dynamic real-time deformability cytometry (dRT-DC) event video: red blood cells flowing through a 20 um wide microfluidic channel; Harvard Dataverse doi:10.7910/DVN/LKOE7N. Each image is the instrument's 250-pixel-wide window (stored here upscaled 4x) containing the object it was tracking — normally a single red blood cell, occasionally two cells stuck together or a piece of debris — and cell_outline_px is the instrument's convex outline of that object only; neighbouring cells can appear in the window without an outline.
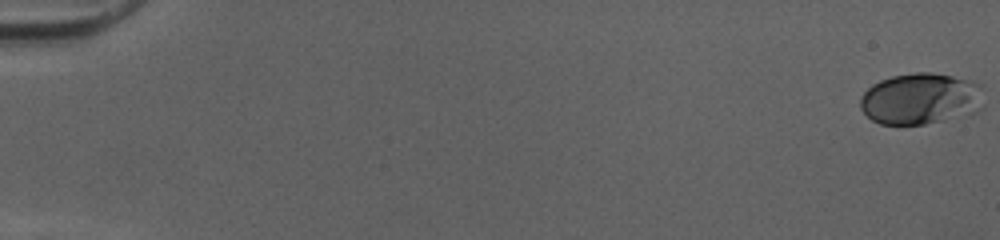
{"species": "human", "species_latin": "Homo sapiens", "temperature_condition": "cold", "stored_images_in_passage": 52, "camera_frame_rate_fps": 3000, "um_per_image_px": 0.085, "donor": {"sex": "female"}, "frame": {"image": 1, "passage_image": 1, "time_ms": 0.0, "image_size_px": [1000, 240], "cell_outline_px": [[984, 108], [972, 116], [924, 124], [880, 124], [872, 120], [860, 108], [860, 96], [872, 84], [880, 80], [892, 76], [916, 72], [932, 72], [972, 80], [984, 84]], "centroid_in_image_um": [78.37, 8.4], "position_along_channel_um": 6.6, "area_um2": 38.15}}
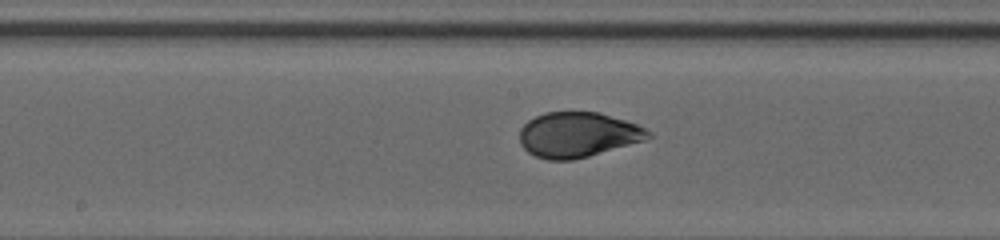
{"frame": {"image": 2, "passage_image": 29, "time_ms": 9.333, "image_size_px": [1000, 240], "cell_outline_px": [[652, 136], [644, 140], [588, 156], [572, 160], [548, 160], [536, 156], [528, 152], [520, 144], [520, 128], [528, 120], [544, 112], [600, 112], [636, 124], [652, 132]], "centroid_in_image_um": [49.09, 11.44], "position_along_channel_um": 199.1, "area_um2": 33.64}}
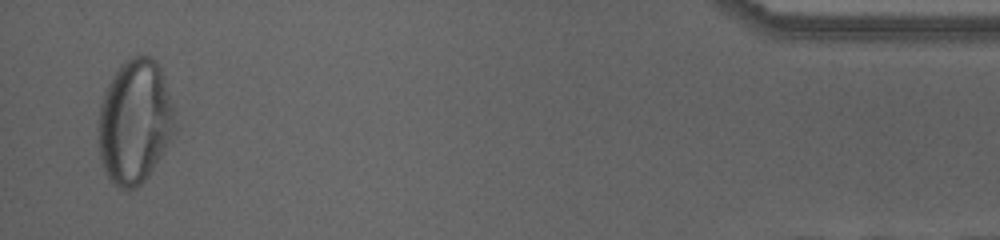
{"frame": {"image": 3, "passage_image": 51, "time_ms": 16.667, "image_size_px": [1000, 240], "cell_outline_px": [[172, 132], [164, 152], [148, 176], [136, 188], [120, 188], [112, 184], [104, 168], [100, 156], [96, 128], [100, 104], [104, 92], [108, 84], [120, 64], [132, 56], [148, 56], [156, 60], [164, 76], [172, 108]], "centroid_in_image_um": [11.39, 10.34], "position_along_channel_um": 423.8, "area_um2": 54.97}, "authors_computed_cell_mechanics": {"area_um2": 34.7089, "velocity_mm_per_s": 4.0468, "shape_relaxation_time_tau1_ms": 5.3293, "shape_relaxation_time_tau2_ms": null, "deformation_change_tau1": 0.1914, "deformation_change_tau2": null}}